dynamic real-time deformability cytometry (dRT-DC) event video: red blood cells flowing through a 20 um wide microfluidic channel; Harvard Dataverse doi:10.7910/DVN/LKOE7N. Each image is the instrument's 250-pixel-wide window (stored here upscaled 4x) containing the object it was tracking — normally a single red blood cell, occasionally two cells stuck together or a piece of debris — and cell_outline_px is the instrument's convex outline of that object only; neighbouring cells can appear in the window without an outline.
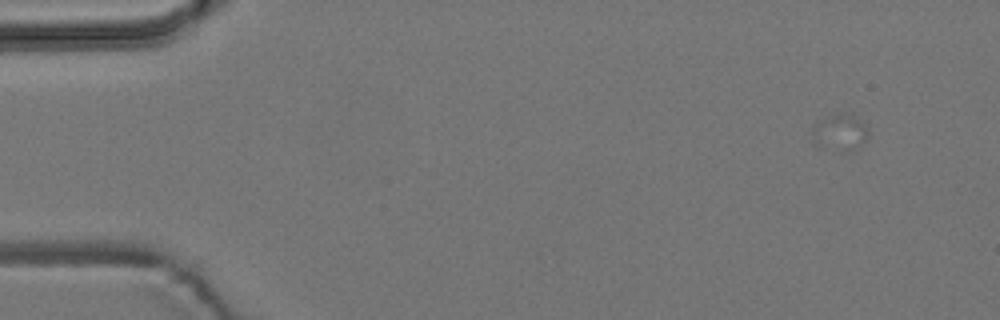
{"species": "common noctule bat (a hibernating species)", "species_latin": "Nyctalus noctula", "temperature_condition": "room temperature", "stored_images_in_passage": 5, "camera_frame_rate_fps": 3000, "um_per_image_px": 0.085, "animal": {"sex": "male", "body_mass_g": 19.2, "forearm_length_mm": 51.8}, "frame": {"image": 1, "passage_image": 1, "time_ms": 0.0, "image_size_px": [1000, 320], "cell_outline_px": [[868, 136], [856, 148], [848, 152], [840, 152], [816, 148], [812, 144], [812, 128], [820, 120], [840, 112], [852, 112], [868, 128]], "centroid_in_image_um": [71.35, 11.28], "position_along_channel_um": 13.7, "area_um2": 12.48}}